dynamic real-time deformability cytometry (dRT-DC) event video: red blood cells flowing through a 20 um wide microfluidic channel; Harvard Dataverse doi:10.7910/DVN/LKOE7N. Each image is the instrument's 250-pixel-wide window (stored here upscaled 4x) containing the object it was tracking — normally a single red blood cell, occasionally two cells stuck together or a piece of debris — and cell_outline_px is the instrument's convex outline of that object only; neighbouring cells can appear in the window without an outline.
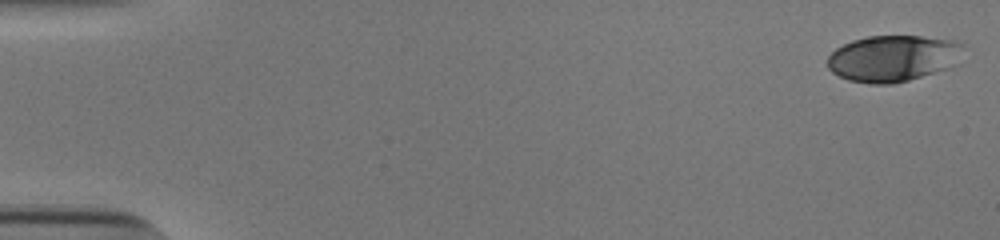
{"species": "human", "species_latin": "Homo sapiens", "temperature_condition": "cold", "stored_images_in_passage": 53, "camera_frame_rate_fps": 3000, "um_per_image_px": 0.085, "donor": {"sex": "male"}, "frame": {"image": 1, "passage_image": 1, "time_ms": 0.0, "image_size_px": [1000, 240], "cell_outline_px": [[964, 44], [948, 68], [908, 80], [892, 84], [868, 84], [848, 80], [832, 72], [828, 68], [828, 56], [836, 48], [852, 40], [868, 36], [920, 36], [952, 40]], "centroid_in_image_um": [75.81, 4.96], "position_along_channel_um": 9.2, "area_um2": 36.13}}
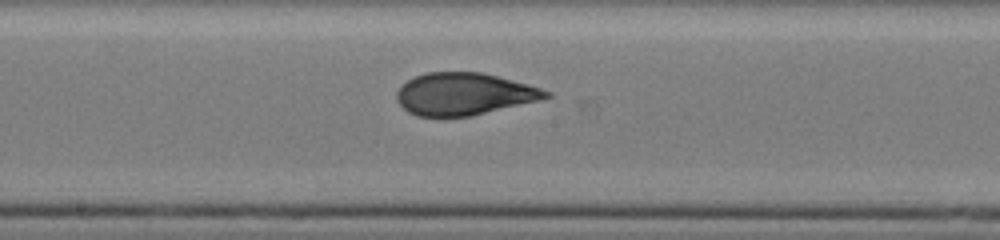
{"frame": {"image": 2, "passage_image": 29, "time_ms": 9.333, "image_size_px": [1000, 240], "cell_outline_px": [[552, 96], [540, 100], [472, 116], [416, 116], [408, 112], [396, 100], [396, 92], [408, 80], [416, 76], [428, 72], [480, 72], [496, 76], [540, 88], [552, 92]], "centroid_in_image_um": [39.44, 8.0], "position_along_channel_um": 208.8, "area_um2": 36.41}}
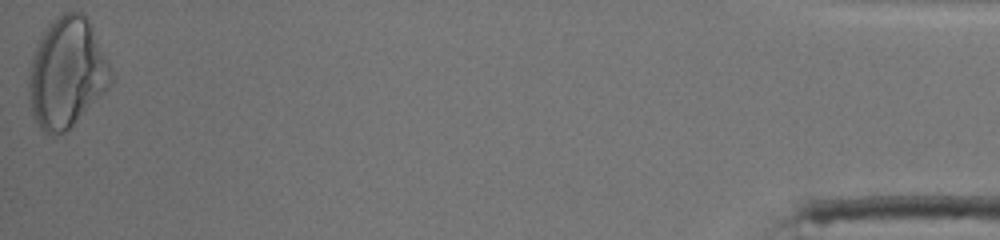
{"frame": {"image": 3, "passage_image": 53, "time_ms": 17.333, "image_size_px": [1000, 240], "cell_outline_px": [[112, 80], [108, 88], [64, 132], [52, 136], [48, 136], [40, 128], [32, 116], [28, 88], [28, 72], [32, 56], [44, 28], [52, 20], [64, 12], [80, 12], [88, 20], [108, 60], [112, 72]], "centroid_in_image_um": [5.64, 6.19], "position_along_channel_um": 429.6, "area_um2": 52.31}, "authors_computed_cell_mechanics": {"area_um2": 36.992, "velocity_mm_per_s": 3.8621, "shape_relaxation_time_tau1_ms": 5.2183, "shape_relaxation_time_tau2_ms": 1.0673, "deformation_change_tau1": 0.1907, "deformation_change_tau2": 0.0735}}